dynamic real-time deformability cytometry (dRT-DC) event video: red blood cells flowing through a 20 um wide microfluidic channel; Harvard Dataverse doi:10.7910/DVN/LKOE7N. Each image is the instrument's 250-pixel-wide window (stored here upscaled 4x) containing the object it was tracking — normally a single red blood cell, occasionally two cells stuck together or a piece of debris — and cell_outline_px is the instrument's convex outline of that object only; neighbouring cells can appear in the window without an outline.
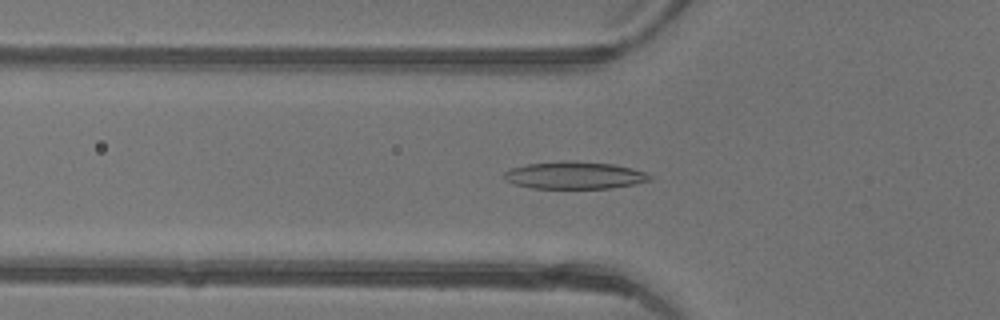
{"species": "common noctule bat (a hibernating species)", "species_latin": "Nyctalus noctula", "temperature_condition": "warm", "stored_images_in_passage": 47, "camera_frame_rate_fps": 3000, "um_per_image_px": 0.085, "animal": {"sex": "female"}, "frame": {"image": 1, "passage_image": 17, "time_ms": 5.333, "image_size_px": [1000, 320], "cell_outline_px": [[652, 180], [612, 188], [532, 188], [516, 184], [504, 180], [504, 172], [512, 168], [528, 164], [560, 160], [576, 160], [612, 164], [632, 168], [648, 172], [652, 176]], "centroid_in_image_um": [48.86, 14.88], "position_along_channel_um": 76.9, "area_um2": 23.35}}
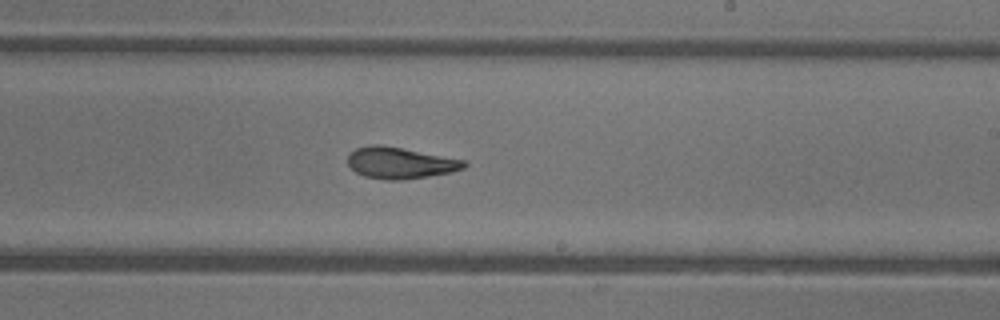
{"frame": {"image": 2, "passage_image": 29, "time_ms": 9.333, "image_size_px": [1000, 320], "cell_outline_px": [[468, 164], [464, 168], [452, 172], [404, 180], [388, 180], [364, 176], [356, 172], [348, 164], [348, 156], [356, 148], [368, 144], [380, 144], [464, 160]], "centroid_in_image_um": [34.0, 13.85], "position_along_channel_um": 255.0, "area_um2": 21.15}}
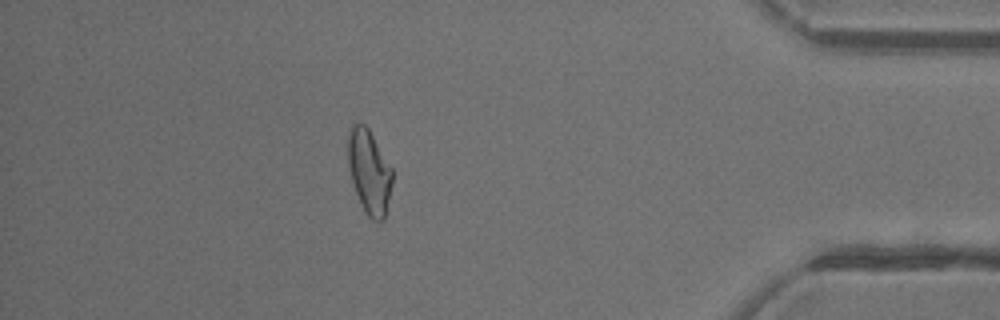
{"frame": {"image": 3, "passage_image": 42, "time_ms": 13.667, "image_size_px": [1000, 320], "cell_outline_px": [[392, 184], [384, 220], [372, 220], [368, 216], [360, 204], [352, 180], [348, 164], [348, 128], [352, 124], [364, 124], [368, 128], [392, 168]], "centroid_in_image_um": [31.38, 14.59], "position_along_channel_um": 403.8, "area_um2": 21.56}, "authors_computed_cell_mechanics": {"area_um2": 22.5998, "velocity_mm_per_s": 4.4338, "shape_relaxation_time_tau1_ms": 8.9687, "shape_relaxation_time_tau2_ms": 1.9988, "deformation_change_tau1": 0.2553, "deformation_change_tau2": 0.0868}}